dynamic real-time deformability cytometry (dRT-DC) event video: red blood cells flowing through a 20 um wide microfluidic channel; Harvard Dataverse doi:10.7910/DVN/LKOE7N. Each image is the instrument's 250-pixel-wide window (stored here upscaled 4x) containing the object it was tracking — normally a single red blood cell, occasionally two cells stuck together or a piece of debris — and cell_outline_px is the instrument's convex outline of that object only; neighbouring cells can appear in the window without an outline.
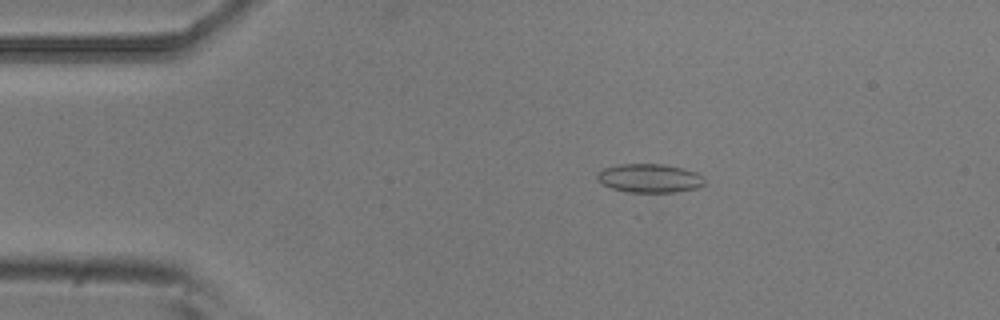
{"species": "common noctule bat (a hibernating species)", "species_latin": "Nyctalus noctula", "temperature_condition": "room temperature", "stored_images_in_passage": 10, "camera_frame_rate_fps": 3000, "um_per_image_px": 0.085, "animal": {"sex": "male", "body_mass_g": 20.5, "forearm_length_mm": 52.5}, "frame": {"image": 1, "passage_image": 3, "time_ms": 0.667, "image_size_px": [1000, 320], "cell_outline_px": [[704, 184], [696, 188], [676, 192], [628, 192], [612, 188], [596, 180], [596, 176], [604, 168], [616, 164], [664, 164], [696, 172], [704, 176]], "centroid_in_image_um": [55.21, 15.14], "position_along_channel_um": 29.8, "area_um2": 17.92}}
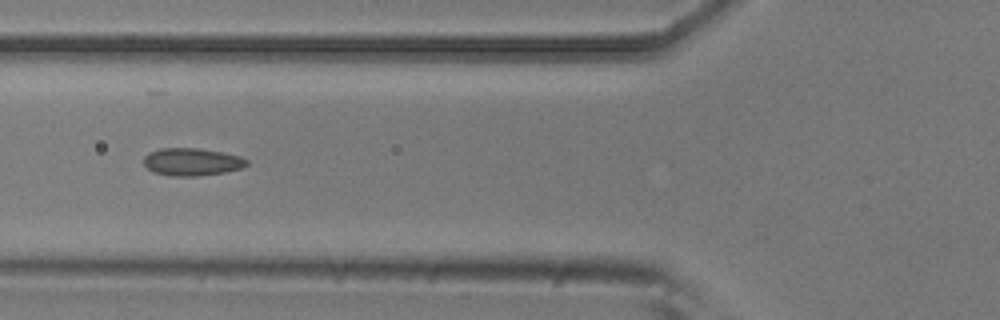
{"frame": {"image": 2, "passage_image": 6, "time_ms": 1.667, "image_size_px": [1000, 320], "cell_outline_px": [[248, 164], [244, 168], [224, 172], [196, 176], [172, 176], [156, 172], [148, 168], [144, 164], [144, 156], [148, 152], [160, 148], [196, 148], [220, 152], [240, 156], [248, 160]], "centroid_in_image_um": [16.32, 13.75], "position_along_channel_um": 109.5, "area_um2": 16.47}}
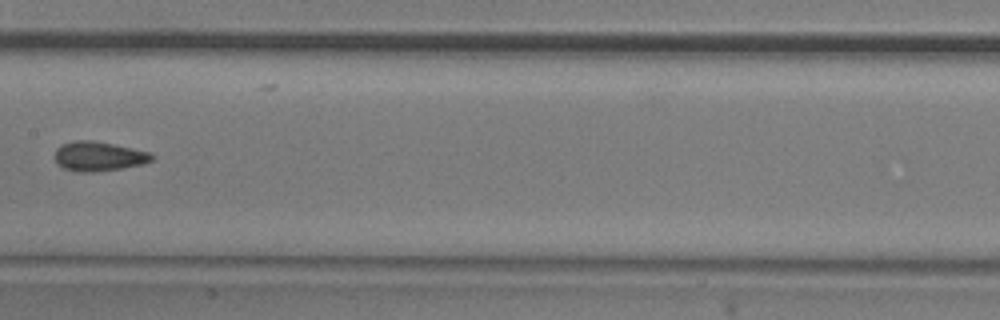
{"frame": {"image": 3, "passage_image": 8, "time_ms": 2.333, "image_size_px": [1000, 320], "cell_outline_px": [[156, 156], [152, 160], [140, 164], [120, 168], [92, 172], [80, 172], [64, 168], [56, 160], [56, 148], [60, 144], [72, 140], [92, 140], [132, 148], [148, 152]], "centroid_in_image_um": [8.37, 13.27], "position_along_channel_um": 199.0, "area_um2": 16.42}}